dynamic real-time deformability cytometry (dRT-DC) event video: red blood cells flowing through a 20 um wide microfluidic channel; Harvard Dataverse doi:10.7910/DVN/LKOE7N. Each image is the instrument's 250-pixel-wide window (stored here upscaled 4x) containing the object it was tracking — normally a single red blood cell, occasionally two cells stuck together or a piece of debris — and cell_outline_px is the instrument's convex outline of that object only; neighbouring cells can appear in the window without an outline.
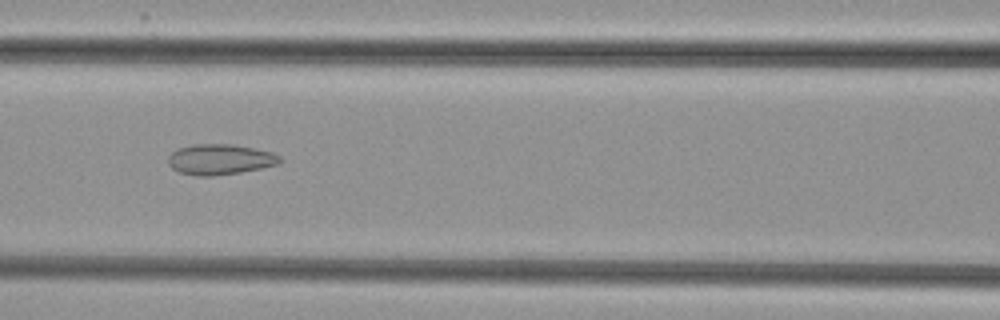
{"species": "common noctule bat (a hibernating species)", "species_latin": "Nyctalus noctula", "temperature_condition": "cold", "stored_images_in_passage": 7, "camera_frame_rate_fps": 3000, "um_per_image_px": 0.085, "animal": {"sex": "female", "body_mass_g": 29.2, "forearm_length_mm": 56.3}, "frame": {"image": 1, "passage_image": 5, "time_ms": 4.667, "image_size_px": [1000, 320], "cell_outline_px": [[284, 160], [280, 164], [240, 172], [212, 176], [196, 176], [180, 172], [172, 168], [168, 164], [168, 156], [176, 148], [192, 144], [232, 144], [272, 152], [280, 156]], "centroid_in_image_um": [18.69, 13.54], "position_along_channel_um": 147.9, "area_um2": 20.0}}
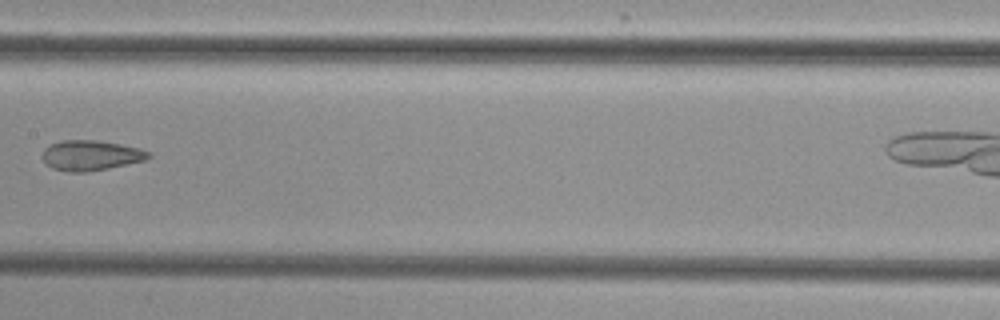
{"frame": {"image": 2, "passage_image": 6, "time_ms": 6.0, "image_size_px": [1000, 320], "cell_outline_px": [[152, 156], [148, 160], [88, 172], [68, 172], [52, 168], [40, 156], [44, 148], [48, 144], [60, 140], [96, 140], [120, 144], [140, 148], [148, 152]], "centroid_in_image_um": [7.7, 13.2], "position_along_channel_um": 199.7, "area_um2": 18.9}}